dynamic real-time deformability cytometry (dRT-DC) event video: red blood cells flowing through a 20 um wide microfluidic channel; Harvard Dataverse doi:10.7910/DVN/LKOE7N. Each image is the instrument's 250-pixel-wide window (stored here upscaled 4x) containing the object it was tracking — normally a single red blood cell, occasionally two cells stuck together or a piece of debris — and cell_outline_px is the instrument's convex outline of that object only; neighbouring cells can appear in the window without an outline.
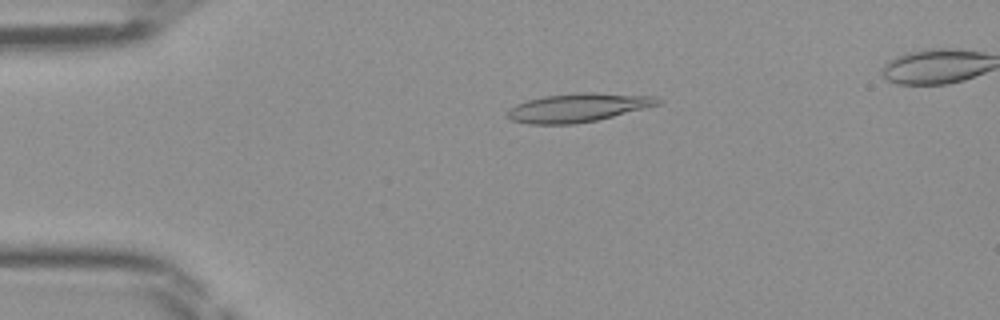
{"species": "Egyptian fruit bat (a non-hibernating species)", "species_latin": "Rousettus aegyptiacus", "temperature_condition": "room temperature", "stored_images_in_passage": 46, "camera_frame_rate_fps": 3000, "um_per_image_px": 0.085, "frame": {"image": 1, "passage_image": 10, "time_ms": 3.0, "image_size_px": [1000, 320], "cell_outline_px": [[664, 100], [660, 104], [596, 120], [576, 124], [528, 124], [512, 120], [508, 116], [508, 108], [516, 104], [528, 100], [544, 96], [576, 92], [592, 92], [656, 96]], "centroid_in_image_um": [49.14, 9.14], "position_along_channel_um": 35.9, "area_um2": 25.09}}
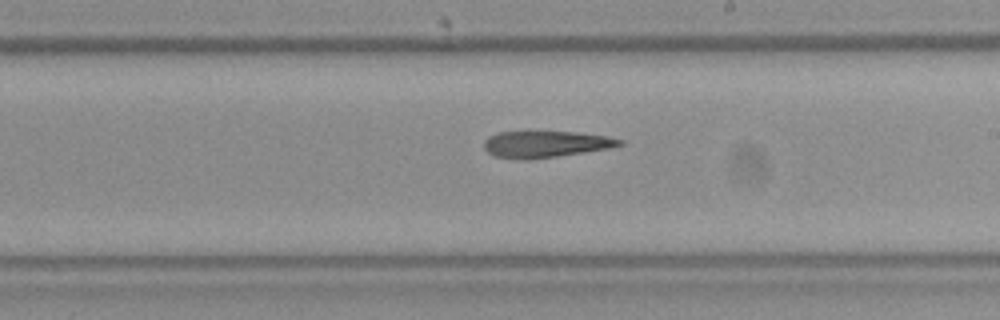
{"frame": {"image": 2, "passage_image": 27, "time_ms": 8.667, "image_size_px": [1000, 320], "cell_outline_px": [[624, 144], [608, 148], [584, 152], [556, 156], [524, 160], [496, 156], [488, 152], [484, 148], [484, 140], [488, 136], [500, 132], [576, 132], [608, 136], [624, 140]], "centroid_in_image_um": [46.38, 12.25], "position_along_channel_um": 242.6, "area_um2": 20.75}}
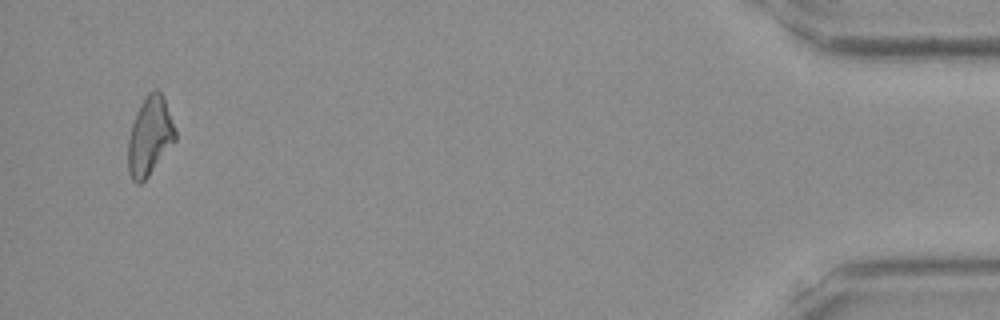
{"frame": {"image": 3, "passage_image": 45, "time_ms": 14.667, "image_size_px": [1000, 320], "cell_outline_px": [[176, 140], [148, 176], [140, 184], [136, 184], [132, 180], [128, 172], [128, 140], [132, 124], [140, 104], [148, 92], [152, 88], [156, 88], [160, 92], [164, 100], [176, 128]], "centroid_in_image_um": [12.73, 11.58], "position_along_channel_um": 422.5, "area_um2": 21.56}}